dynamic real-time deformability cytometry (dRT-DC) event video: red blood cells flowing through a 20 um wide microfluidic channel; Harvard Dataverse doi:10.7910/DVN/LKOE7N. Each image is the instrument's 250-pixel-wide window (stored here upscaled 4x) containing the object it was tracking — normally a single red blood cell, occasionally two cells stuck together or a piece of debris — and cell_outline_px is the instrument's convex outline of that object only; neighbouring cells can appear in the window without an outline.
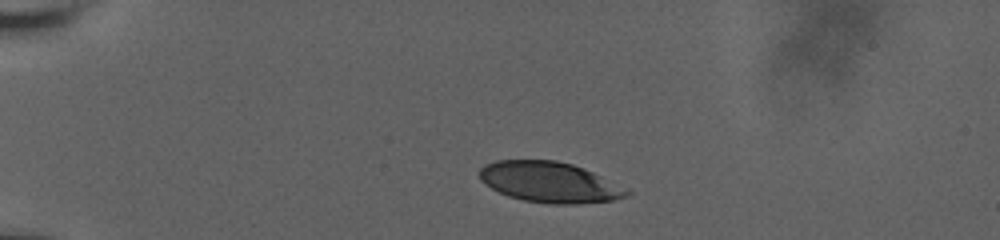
{"species": "human", "species_latin": "Homo sapiens", "temperature_condition": "room temperature", "stored_images_in_passage": 40, "camera_frame_rate_fps": 3000, "um_per_image_px": 0.085, "donor": {"sex": "male"}, "frame": {"image": 1, "passage_image": 1, "time_ms": 0.0, "image_size_px": [1000, 240], "cell_outline_px": [[632, 192], [628, 196], [612, 200], [572, 204], [552, 204], [524, 200], [508, 196], [484, 184], [480, 180], [480, 168], [484, 164], [496, 160], [556, 160], [572, 164], [584, 168], [628, 188]], "centroid_in_image_um": [46.72, 15.48], "position_along_channel_um": 38.3, "area_um2": 34.91}}
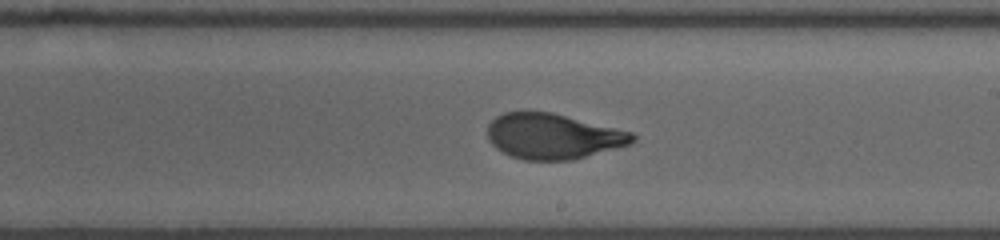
{"frame": {"image": 2, "passage_image": 23, "time_ms": 7.333, "image_size_px": [1000, 240], "cell_outline_px": [[636, 140], [632, 144], [572, 160], [524, 160], [512, 156], [496, 148], [488, 140], [488, 124], [496, 116], [504, 112], [552, 112], [632, 132], [636, 136]], "centroid_in_image_um": [47.02, 11.58], "position_along_channel_um": 242.0, "area_um2": 38.32}}
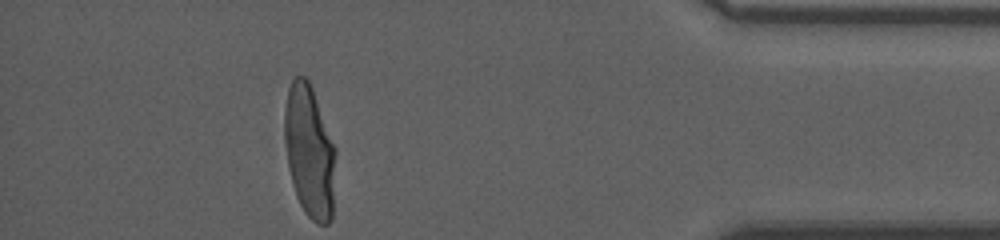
{"frame": {"image": 3, "passage_image": 40, "time_ms": 13.0, "image_size_px": [1000, 240], "cell_outline_px": [[336, 152], [332, 220], [328, 224], [316, 224], [304, 212], [296, 196], [292, 184], [288, 164], [284, 136], [284, 108], [288, 88], [292, 80], [296, 76], [304, 76], [308, 80], [312, 88], [336, 148]], "centroid_in_image_um": [26.31, 12.89], "position_along_channel_um": 408.9, "area_um2": 39.71}, "authors_computed_cell_mechanics": {"area_um2": 38.8994, "velocity_mm_per_s": 3.641, "shape_relaxation_time_tau1_ms": 4.3592, "shape_relaxation_time_tau2_ms": null, "deformation_change_tau1": 0.2007, "deformation_change_tau2": null}}